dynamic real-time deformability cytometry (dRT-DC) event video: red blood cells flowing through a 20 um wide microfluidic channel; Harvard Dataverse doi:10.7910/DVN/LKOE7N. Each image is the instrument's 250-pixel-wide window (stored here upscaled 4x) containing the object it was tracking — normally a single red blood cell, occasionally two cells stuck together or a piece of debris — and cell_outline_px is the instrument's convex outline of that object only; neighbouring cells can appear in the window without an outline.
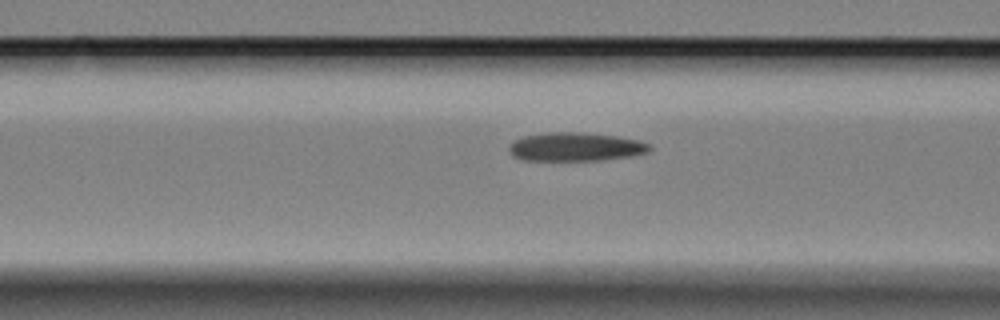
{"species": "Egyptian fruit bat (a non-hibernating species)", "species_latin": "Rousettus aegyptiacus", "temperature_condition": "cold", "stored_images_in_passage": 19, "camera_frame_rate_fps": 3000, "um_per_image_px": 0.085, "animal": {"sex": "female"}, "frame": {"image": 1, "passage_image": 16, "time_ms": 5.0, "image_size_px": [1000, 320], "cell_outline_px": [[652, 148], [648, 152], [628, 156], [600, 160], [524, 160], [512, 156], [508, 148], [516, 140], [524, 136], [548, 132], [580, 132], [616, 136], [640, 140], [652, 144]], "centroid_in_image_um": [48.95, 12.47], "position_along_channel_um": 117.6, "area_um2": 23.35}}